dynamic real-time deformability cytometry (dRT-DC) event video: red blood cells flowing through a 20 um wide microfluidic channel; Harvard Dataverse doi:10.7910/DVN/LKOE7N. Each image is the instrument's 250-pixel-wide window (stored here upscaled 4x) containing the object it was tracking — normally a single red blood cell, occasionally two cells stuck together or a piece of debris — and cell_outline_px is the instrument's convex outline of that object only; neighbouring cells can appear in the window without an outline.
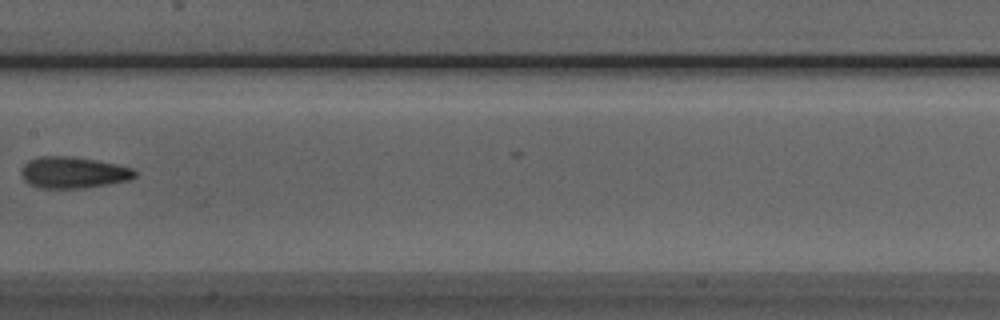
{"species": "Egyptian fruit bat (a non-hibernating species)", "species_latin": "Rousettus aegyptiacus", "temperature_condition": "room temperature", "stored_images_in_passage": 8, "camera_frame_rate_fps": 3000, "um_per_image_px": 0.085, "animal": {"sex": "male"}, "frame": {"image": 1, "passage_image": 7, "time_ms": 7.0, "image_size_px": [1000, 320], "cell_outline_px": [[136, 176], [128, 180], [108, 184], [84, 188], [40, 188], [28, 184], [24, 180], [20, 172], [24, 164], [28, 160], [36, 156], [72, 156], [96, 160], [116, 164], [132, 168], [136, 172]], "centroid_in_image_um": [6.19, 14.66], "position_along_channel_um": 201.2, "area_um2": 20.92}}
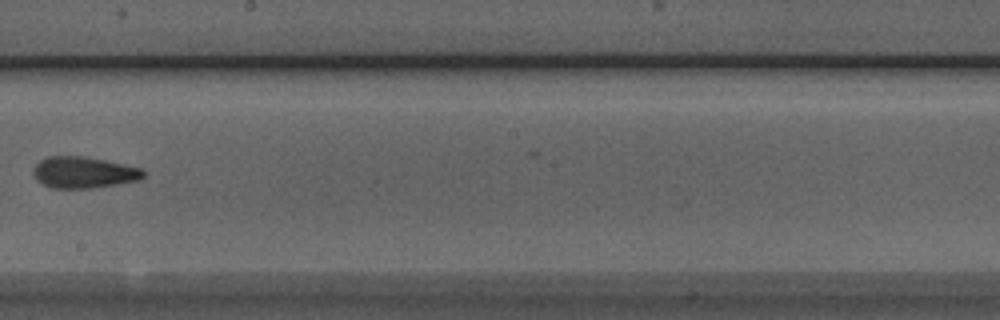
{"frame": {"image": 2, "passage_image": 8, "time_ms": 8.0, "image_size_px": [1000, 320], "cell_outline_px": [[144, 176], [140, 180], [92, 188], [52, 188], [36, 180], [32, 172], [36, 164], [40, 160], [48, 156], [84, 156], [104, 160], [140, 168], [144, 172]], "centroid_in_image_um": [7.08, 14.66], "position_along_channel_um": 241.1, "area_um2": 20.0}}